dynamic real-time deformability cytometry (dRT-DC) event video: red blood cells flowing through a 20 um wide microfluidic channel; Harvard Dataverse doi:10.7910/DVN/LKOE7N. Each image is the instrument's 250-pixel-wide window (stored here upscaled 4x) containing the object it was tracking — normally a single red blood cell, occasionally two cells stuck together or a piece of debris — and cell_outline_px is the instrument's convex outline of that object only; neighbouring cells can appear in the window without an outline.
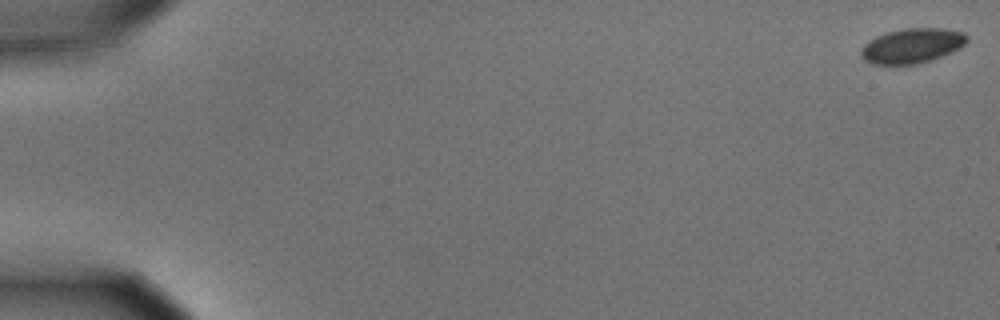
{"species": "common noctule bat (a hibernating species)", "species_latin": "Nyctalus noctula", "temperature_condition": "cold", "stored_images_in_passage": 58, "camera_frame_rate_fps": 3000, "um_per_image_px": 0.085, "animal": {"sex": "male", "body_mass_g": 15.6}, "frame": {"image": 1, "passage_image": 1, "time_ms": 0.0, "image_size_px": [1000, 320], "cell_outline_px": [[968, 40], [960, 48], [952, 52], [932, 60], [916, 64], [872, 64], [864, 60], [860, 56], [860, 48], [868, 40], [876, 36], [888, 32], [904, 28], [944, 28], [964, 32], [968, 36]], "centroid_in_image_um": [77.52, 3.88], "position_along_channel_um": 7.5, "area_um2": 21.73}}
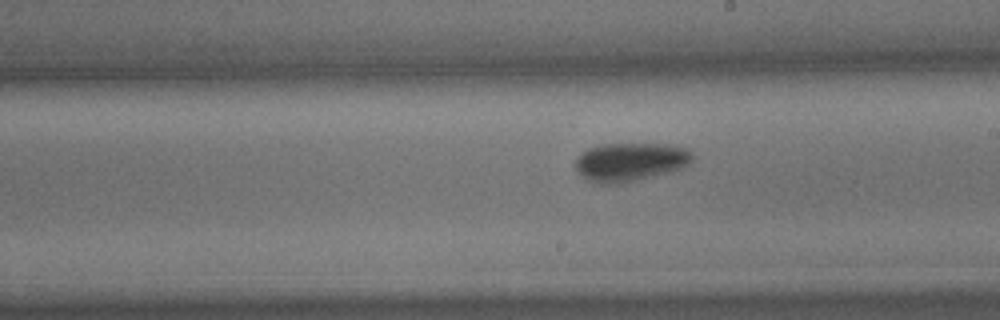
{"frame": {"image": 2, "passage_image": 34, "time_ms": 11.0, "image_size_px": [1000, 320], "cell_outline_px": [[692, 160], [684, 168], [620, 184], [600, 184], [588, 180], [576, 168], [576, 156], [580, 152], [588, 148], [600, 144], [668, 144], [684, 148], [692, 152]], "centroid_in_image_um": [53.55, 13.75], "position_along_channel_um": 235.4, "area_um2": 26.24}}
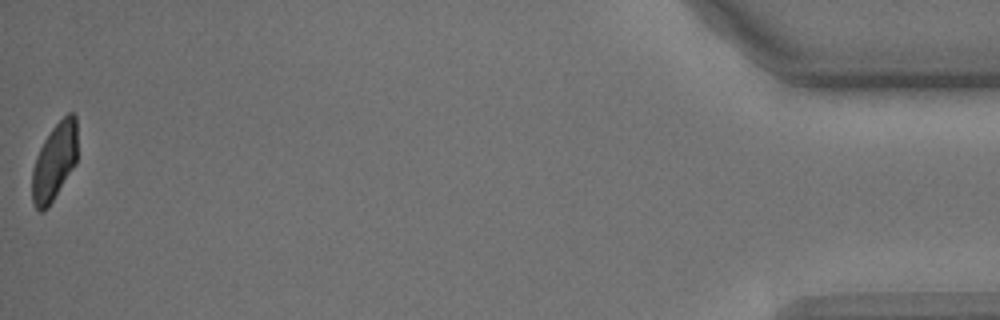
{"frame": {"image": 3, "passage_image": 58, "time_ms": 19.0, "image_size_px": [1000, 320], "cell_outline_px": [[76, 164], [48, 208], [44, 212], [40, 212], [32, 204], [32, 168], [36, 156], [44, 140], [52, 128], [68, 112], [76, 112]], "centroid_in_image_um": [4.61, 13.77], "position_along_channel_um": 430.6, "area_um2": 20.52}, "authors_computed_cell_mechanics": {"area_um2": 23.3512, "velocity_mm_per_s": 3.5234, "shape_relaxation_time_tau1_ms": 5.7071, "shape_relaxation_time_tau2_ms": null, "deformation_change_tau1": 0.1257, "deformation_change_tau2": null}}